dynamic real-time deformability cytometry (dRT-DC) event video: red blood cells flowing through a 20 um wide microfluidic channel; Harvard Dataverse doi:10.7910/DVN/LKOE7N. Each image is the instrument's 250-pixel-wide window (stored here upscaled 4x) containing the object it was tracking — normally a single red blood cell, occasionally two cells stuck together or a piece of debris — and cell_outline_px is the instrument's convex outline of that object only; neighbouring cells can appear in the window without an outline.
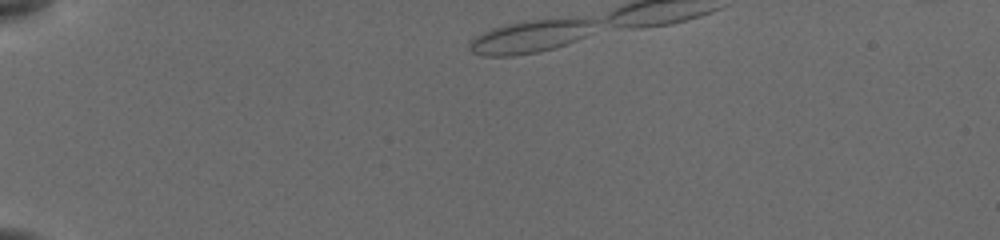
{"species": "common noctule bat (a hibernating species)", "species_latin": "Nyctalus noctula", "temperature_condition": "cold", "stored_images_in_passage": 17, "camera_frame_rate_fps": 3000, "um_per_image_px": 0.085, "animal": {"sex": "female", "body_mass_g": 19.5, "forearm_length_mm": 54.1}, "frame": {"image": 1, "passage_image": 1, "time_ms": 0.0, "image_size_px": [1000, 240], "cell_outline_px": [[592, 20], [580, 36], [564, 44], [552, 48], [536, 52], [512, 56], [484, 56], [472, 52], [468, 48], [472, 40], [476, 36], [484, 32], [496, 28], [512, 24], [536, 20]], "centroid_in_image_um": [44.81, 3.17], "position_along_channel_um": 40.2, "area_um2": 21.79}}
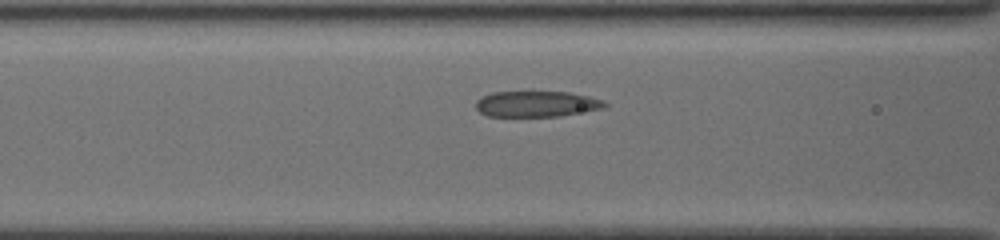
{"frame": {"image": 2, "passage_image": 12, "time_ms": 3.667, "image_size_px": [1000, 240], "cell_outline_px": [[608, 104], [604, 108], [556, 116], [488, 116], [480, 112], [476, 108], [476, 100], [492, 92], [568, 92], [588, 96], [600, 100]], "centroid_in_image_um": [45.58, 8.83], "position_along_channel_um": 121.0, "area_um2": 19.07}}
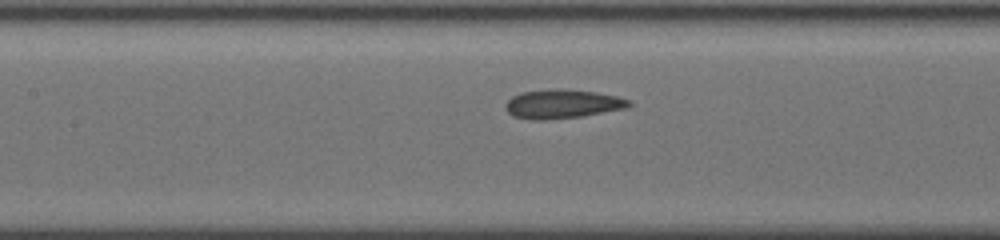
{"frame": {"image": 3, "passage_image": 15, "time_ms": 4.667, "image_size_px": [1000, 240], "cell_outline_px": [[632, 104], [624, 108], [580, 116], [544, 120], [532, 120], [512, 116], [504, 108], [508, 100], [512, 96], [520, 92], [556, 88], [560, 88], [596, 92], [616, 96], [628, 100]], "centroid_in_image_um": [47.73, 8.83], "position_along_channel_um": 159.7, "area_um2": 20.69}}